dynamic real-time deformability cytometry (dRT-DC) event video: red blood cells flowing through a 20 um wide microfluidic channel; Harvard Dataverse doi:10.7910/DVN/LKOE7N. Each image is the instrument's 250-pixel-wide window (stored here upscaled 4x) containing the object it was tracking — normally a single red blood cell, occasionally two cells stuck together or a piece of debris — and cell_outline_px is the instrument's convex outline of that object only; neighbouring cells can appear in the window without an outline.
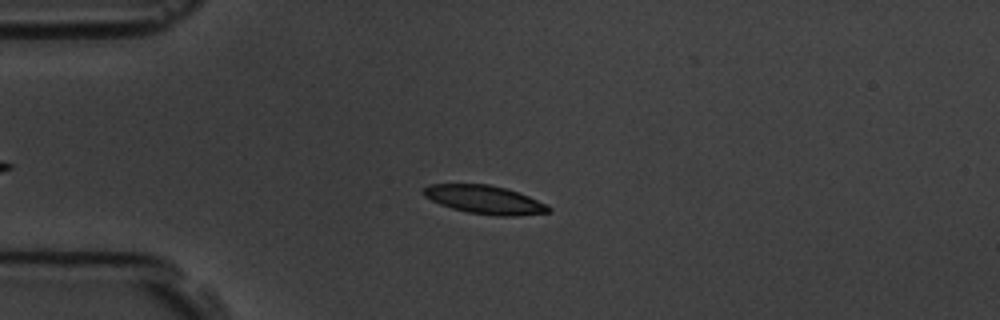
{"species": "common noctule bat (a hibernating species)", "species_latin": "Nyctalus noctula", "temperature_condition": "room temperature", "stored_images_in_passage": 53, "camera_frame_rate_fps": 3000, "um_per_image_px": 0.085, "animal": {"sex": "male", "body_mass_g": 19.5, "forearm_length_mm": 54.6}, "frame": {"image": 1, "passage_image": 15, "time_ms": 4.667, "image_size_px": [1000, 320], "cell_outline_px": [[552, 212], [516, 216], [496, 216], [468, 212], [452, 208], [440, 204], [424, 196], [420, 192], [428, 184], [488, 184], [504, 188], [528, 196], [548, 204], [552, 208]], "centroid_in_image_um": [41.21, 16.98], "position_along_channel_um": 43.8, "area_um2": 20.75}}
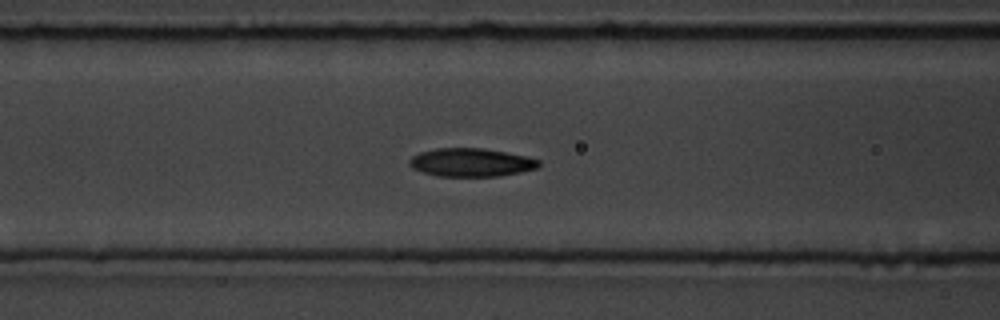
{"frame": {"image": 2, "passage_image": 24, "time_ms": 7.667, "image_size_px": [1000, 320], "cell_outline_px": [[540, 164], [536, 168], [520, 172], [500, 176], [436, 176], [412, 168], [408, 164], [408, 160], [412, 156], [420, 152], [436, 148], [484, 148], [528, 156], [540, 160]], "centroid_in_image_um": [40.04, 13.8], "position_along_channel_um": 126.6, "area_um2": 21.44}}
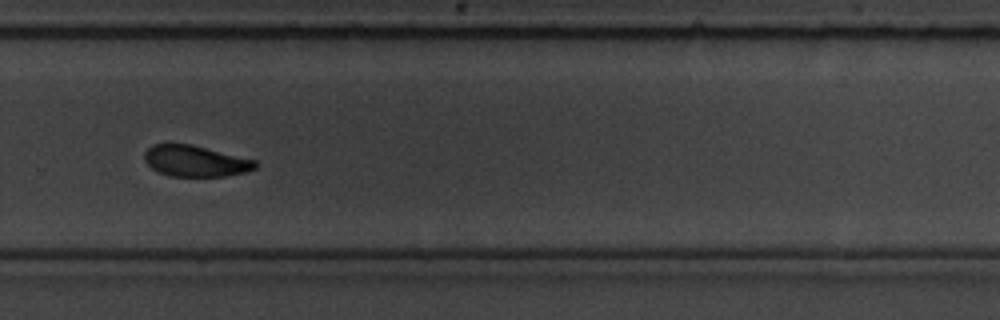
{"frame": {"image": 3, "passage_image": 40, "time_ms": 13.0, "image_size_px": [1000, 320], "cell_outline_px": [[256, 168], [248, 172], [224, 176], [172, 176], [156, 172], [144, 160], [144, 152], [152, 144], [192, 144], [256, 160]], "centroid_in_image_um": [16.6, 13.69], "position_along_channel_um": 313.2, "area_um2": 20.17}, "authors_computed_cell_mechanics": {"area_um2": 20.4034, "velocity_mm_per_s": 3.5041, "shape_relaxation_time_tau1_ms": null, "shape_relaxation_time_tau2_ms": 5.1213, "deformation_change_tau1": null, "deformation_change_tau2": 0.0896}}